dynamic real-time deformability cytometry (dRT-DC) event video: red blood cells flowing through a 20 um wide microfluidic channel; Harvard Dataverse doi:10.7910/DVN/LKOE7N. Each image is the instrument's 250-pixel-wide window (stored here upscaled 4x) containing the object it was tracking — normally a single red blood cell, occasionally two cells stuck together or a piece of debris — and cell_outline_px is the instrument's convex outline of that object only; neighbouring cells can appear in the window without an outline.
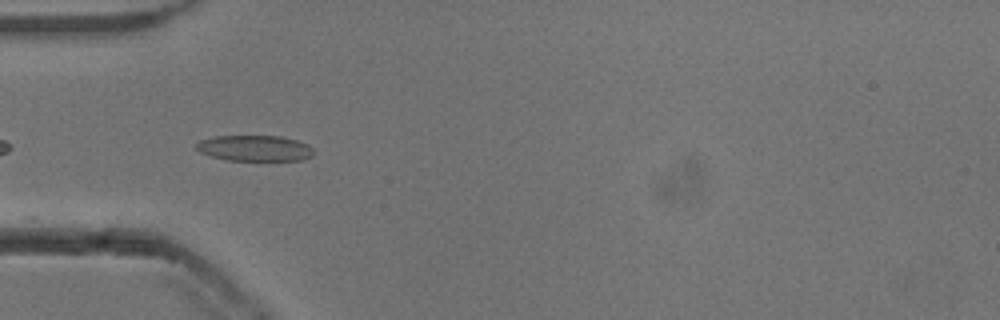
{"species": "common noctule bat (a hibernating species)", "species_latin": "Nyctalus noctula", "temperature_condition": "cold", "stored_images_in_passage": 39, "camera_frame_rate_fps": 3000, "um_per_image_px": 0.085, "animal": {"sex": "male", "body_mass_g": 13.3}, "frame": {"image": 1, "passage_image": 2, "time_ms": 0.333, "image_size_px": [1000, 320], "cell_outline_px": [[316, 152], [312, 156], [304, 160], [228, 160], [212, 156], [200, 152], [196, 148], [196, 144], [200, 140], [212, 136], [280, 136], [296, 140], [308, 144]], "centroid_in_image_um": [21.68, 12.59], "position_along_channel_um": 63.3, "area_um2": 17.69}}
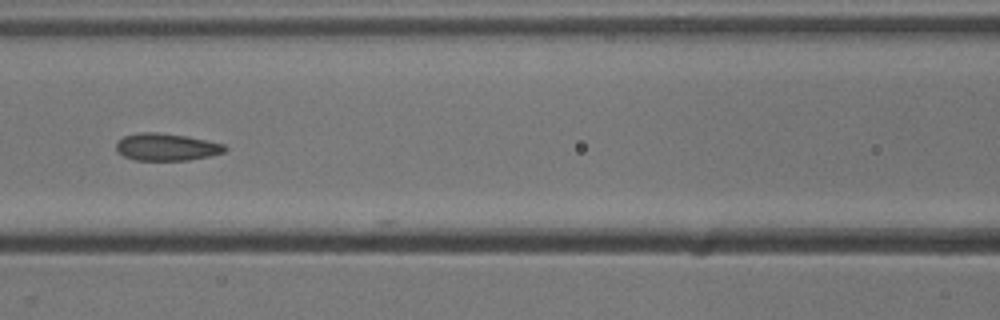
{"frame": {"image": 2, "passage_image": 9, "time_ms": 2.667, "image_size_px": [1000, 320], "cell_outline_px": [[228, 148], [224, 152], [208, 156], [188, 160], [136, 160], [124, 156], [116, 148], [116, 144], [124, 136], [140, 132], [156, 132], [188, 136], [224, 144]], "centroid_in_image_um": [14.17, 12.49], "position_along_channel_um": 152.4, "area_um2": 17.11}}
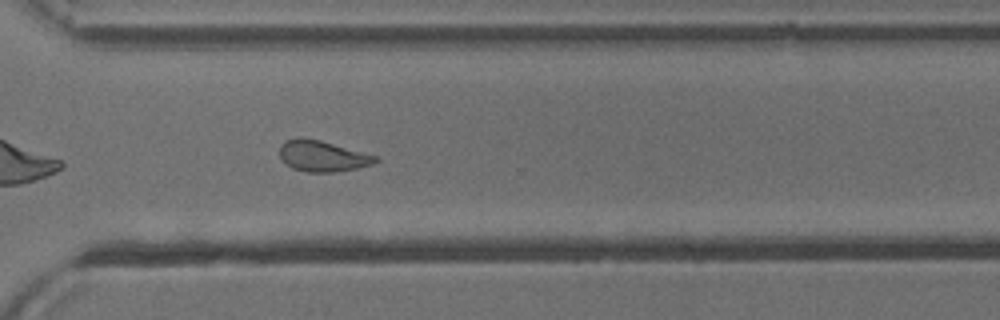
{"frame": {"image": 3, "passage_image": 24, "time_ms": 7.667, "image_size_px": [1000, 320], "cell_outline_px": [[380, 160], [372, 164], [356, 168], [332, 172], [308, 172], [292, 168], [284, 164], [280, 156], [280, 144], [284, 140], [300, 136], [304, 136], [320, 140], [376, 156]], "centroid_in_image_um": [27.34, 13.25], "position_along_channel_um": 343.3, "area_um2": 17.34}, "authors_computed_cell_mechanics": {"area_um2": 17.6868, "velocity_mm_per_s": 3.827, "shape_relaxation_time_tau1_ms": null, "shape_relaxation_time_tau2_ms": 2.648, "deformation_change_tau1": null, "deformation_change_tau2": 0.0899}}